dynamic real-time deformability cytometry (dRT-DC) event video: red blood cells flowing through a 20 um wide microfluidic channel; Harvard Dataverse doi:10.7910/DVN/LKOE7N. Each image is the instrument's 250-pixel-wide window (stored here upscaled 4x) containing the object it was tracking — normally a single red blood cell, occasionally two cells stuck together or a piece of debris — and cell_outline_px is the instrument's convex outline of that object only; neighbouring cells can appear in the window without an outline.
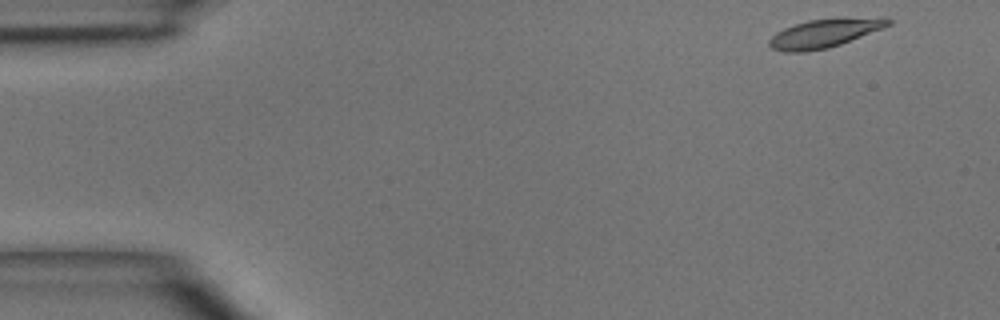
{"species": "common noctule bat (a hibernating species)", "species_latin": "Nyctalus noctula", "temperature_condition": "room temperature", "stored_images_in_passage": 4, "segment_of_instrument_passage": [2, 2], "camera_frame_rate_fps": 3000, "um_per_image_px": 0.085, "animal": {"sex": "male", "body_mass_g": 15.6}, "frame": {"image": 1, "passage_image": 4, "time_ms": 4.333, "image_size_px": [1000, 320], "cell_outline_px": [[892, 24], [840, 44], [828, 48], [804, 52], [784, 52], [772, 48], [768, 44], [768, 40], [776, 32], [784, 28], [808, 20], [888, 16], [892, 20]], "centroid_in_image_um": [70.09, 2.82], "position_along_channel_um": 14.9, "area_um2": 19.71}}